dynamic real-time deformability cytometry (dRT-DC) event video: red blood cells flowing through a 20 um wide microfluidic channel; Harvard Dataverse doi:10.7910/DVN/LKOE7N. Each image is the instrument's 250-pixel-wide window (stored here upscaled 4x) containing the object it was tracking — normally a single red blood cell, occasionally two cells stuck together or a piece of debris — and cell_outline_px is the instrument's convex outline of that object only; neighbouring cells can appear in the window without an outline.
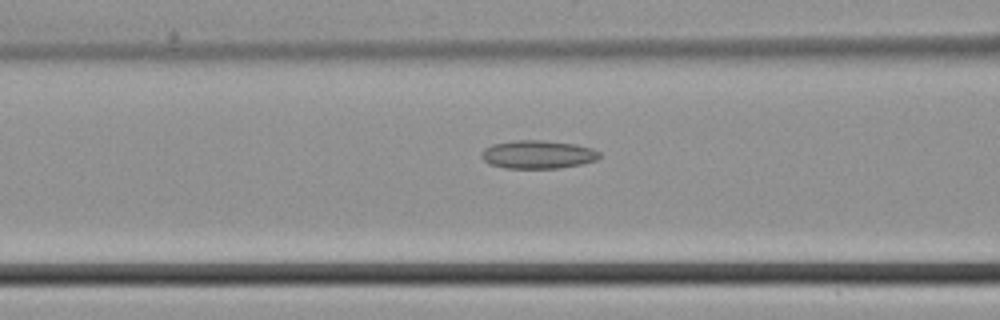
{"species": "common noctule bat (a hibernating species)", "species_latin": "Nyctalus noctula", "temperature_condition": "cold", "stored_images_in_passage": 27, "camera_frame_rate_fps": 3000, "um_per_image_px": 0.085, "animal": {"sex": "male", "body_mass_g": 21.5, "forearm_length_mm": 52.0}, "frame": {"image": 1, "passage_image": 8, "time_ms": 2.333, "image_size_px": [1000, 320], "cell_outline_px": [[600, 156], [596, 160], [580, 164], [560, 168], [504, 168], [488, 164], [480, 156], [480, 152], [484, 148], [492, 144], [512, 140], [540, 140], [576, 144], [592, 148], [600, 152]], "centroid_in_image_um": [45.67, 13.13], "position_along_channel_um": 120.9, "area_um2": 19.59}}
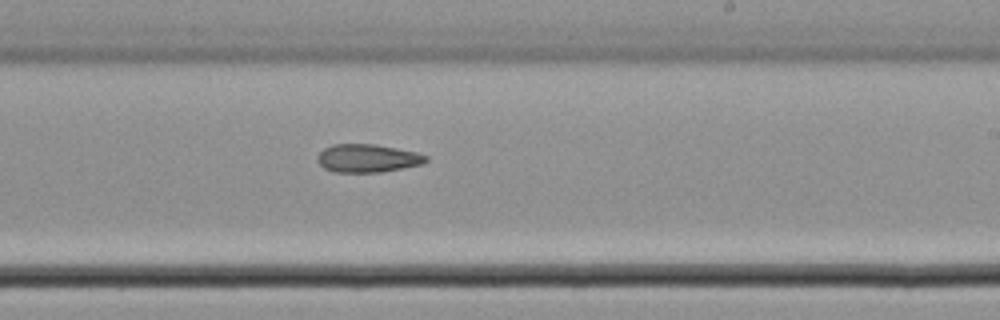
{"frame": {"image": 2, "passage_image": 17, "time_ms": 5.333, "image_size_px": [1000, 320], "cell_outline_px": [[428, 160], [420, 164], [380, 172], [332, 172], [324, 168], [320, 164], [320, 152], [324, 148], [332, 144], [376, 144], [416, 152], [428, 156]], "centroid_in_image_um": [31.24, 13.44], "position_along_channel_um": 257.8, "area_um2": 17.51}}
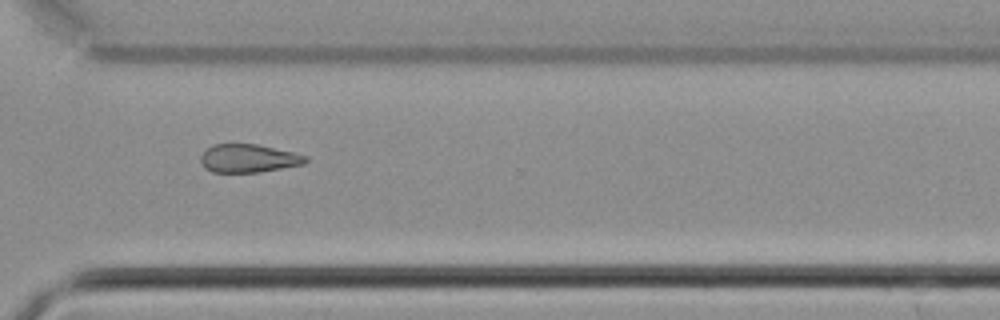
{"frame": {"image": 3, "passage_image": 23, "time_ms": 7.333, "image_size_px": [1000, 320], "cell_outline_px": [[308, 160], [304, 164], [260, 172], [212, 172], [204, 168], [200, 160], [200, 156], [212, 144], [256, 144], [292, 152], [308, 156]], "centroid_in_image_um": [21.11, 13.46], "position_along_channel_um": 349.5, "area_um2": 17.22}}